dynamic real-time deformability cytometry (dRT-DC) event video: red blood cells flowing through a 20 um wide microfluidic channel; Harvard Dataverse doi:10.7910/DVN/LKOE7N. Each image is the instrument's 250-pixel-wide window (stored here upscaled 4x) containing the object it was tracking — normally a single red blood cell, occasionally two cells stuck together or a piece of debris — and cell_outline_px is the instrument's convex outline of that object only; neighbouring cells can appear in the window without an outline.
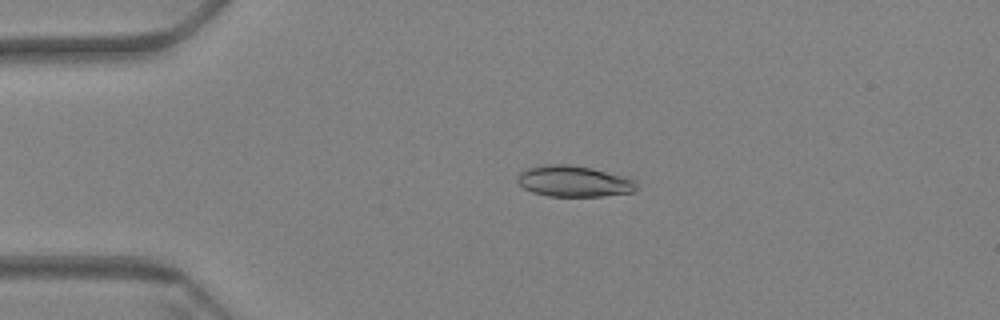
{"species": "Egyptian fruit bat (a non-hibernating species)", "species_latin": "Rousettus aegyptiacus", "temperature_condition": "warm", "stored_images_in_passage": 62, "camera_frame_rate_fps": 3000, "um_per_image_px": 0.085, "animal": {"sex": "female"}, "frame": {"image": 1, "passage_image": 14, "time_ms": 4.333, "image_size_px": [1000, 320], "cell_outline_px": [[636, 188], [632, 192], [604, 196], [548, 196], [532, 192], [524, 188], [516, 180], [516, 176], [520, 172], [528, 168], [544, 164], [568, 164], [592, 168], [628, 176], [636, 180]], "centroid_in_image_um": [48.79, 15.4], "position_along_channel_um": 36.2, "area_um2": 21.79}}
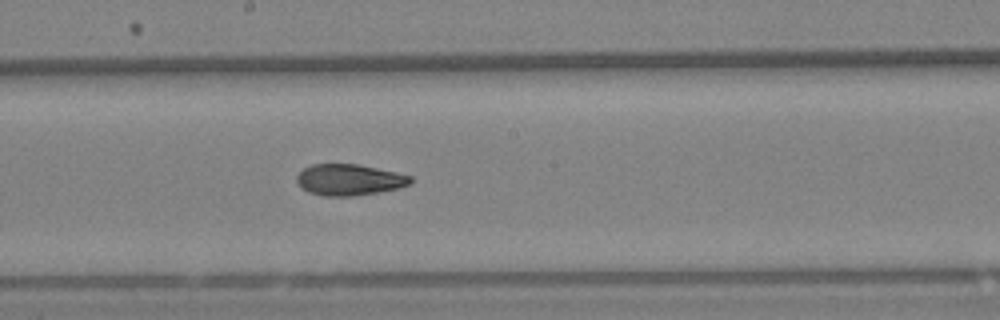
{"frame": {"image": 2, "passage_image": 34, "time_ms": 11.0, "image_size_px": [1000, 320], "cell_outline_px": [[412, 184], [400, 188], [380, 192], [356, 196], [324, 196], [308, 192], [296, 180], [296, 176], [304, 168], [312, 164], [356, 164], [396, 172], [412, 176]], "centroid_in_image_um": [29.72, 15.29], "position_along_channel_um": 218.5, "area_um2": 20.75}}
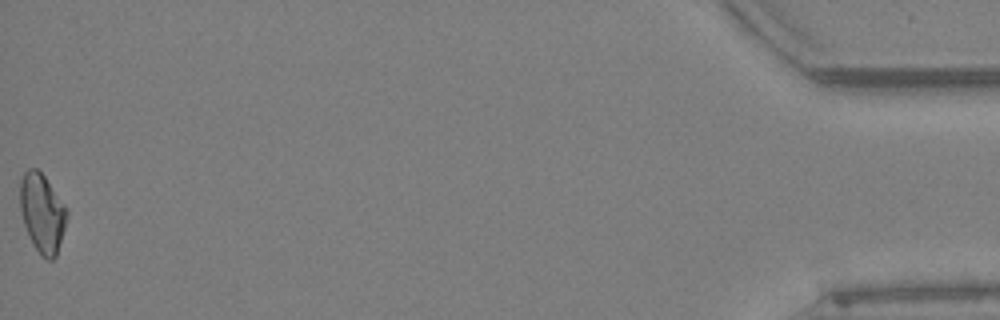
{"frame": {"image": 3, "passage_image": 62, "time_ms": 20.333, "image_size_px": [1000, 320], "cell_outline_px": [[68, 216], [56, 256], [52, 260], [48, 260], [32, 244], [24, 224], [20, 208], [20, 180], [24, 172], [28, 168], [36, 168], [44, 176], [68, 208]], "centroid_in_image_um": [3.59, 18.08], "position_along_channel_um": 431.6, "area_um2": 21.39}, "authors_computed_cell_mechanics": {"area_um2": 21.1837, "velocity_mm_per_s": 3.3396, "shape_relaxation_time_tau1_ms": 8.7181, "shape_relaxation_time_tau2_ms": 3.2188, "deformation_change_tau1": 0.198, "deformation_change_tau2": 0.0908}}